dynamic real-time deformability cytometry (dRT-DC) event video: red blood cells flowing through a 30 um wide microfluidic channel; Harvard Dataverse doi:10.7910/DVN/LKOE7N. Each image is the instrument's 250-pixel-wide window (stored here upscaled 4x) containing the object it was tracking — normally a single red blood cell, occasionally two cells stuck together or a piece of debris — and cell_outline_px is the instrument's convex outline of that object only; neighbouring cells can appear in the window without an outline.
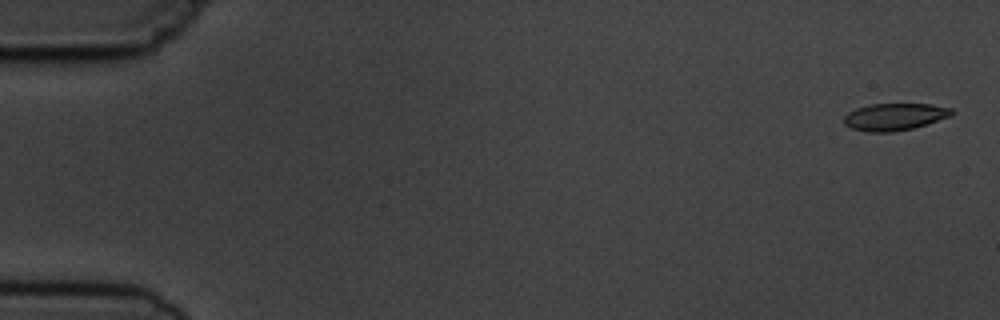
{"species": "common noctule bat (a hibernating species)", "species_latin": "Nyctalus noctula", "temperature_condition": "cold", "stored_images_in_passage": 5, "camera_frame_rate_fps": 3000, "um_per_image_px": 0.085, "animal": {"sex": "male", "body_mass_g": 19.5, "forearm_length_mm": 54.6}, "frame": {"image": 1, "passage_image": 1, "time_ms": 0.0, "image_size_px": [1000, 320], "cell_outline_px": [[952, 116], [912, 128], [892, 132], [868, 132], [852, 128], [844, 124], [844, 116], [848, 112], [856, 108], [868, 104], [928, 104], [952, 108]], "centroid_in_image_um": [76.01, 9.92], "position_along_channel_um": 9.0, "area_um2": 16.94}}
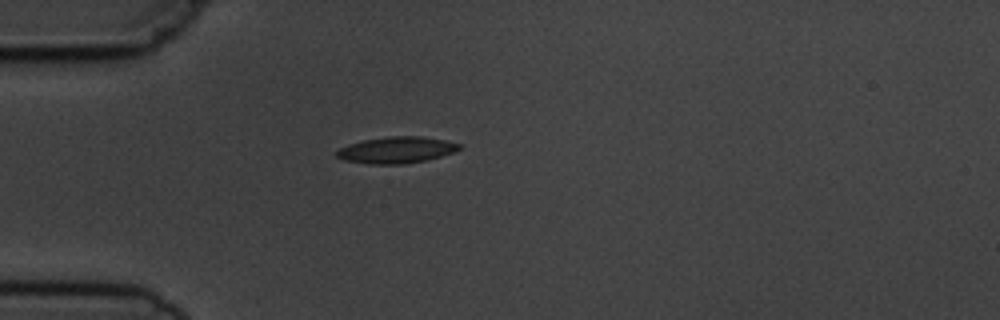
{"frame": {"image": 2, "passage_image": 5, "time_ms": 4.667, "image_size_px": [1000, 320], "cell_outline_px": [[460, 148], [452, 152], [440, 156], [424, 160], [404, 164], [368, 164], [344, 160], [336, 156], [336, 152], [340, 148], [348, 144], [364, 140], [388, 136], [420, 136], [444, 140], [460, 144]], "centroid_in_image_um": [33.65, 12.75], "position_along_channel_um": 51.3, "area_um2": 18.67}}